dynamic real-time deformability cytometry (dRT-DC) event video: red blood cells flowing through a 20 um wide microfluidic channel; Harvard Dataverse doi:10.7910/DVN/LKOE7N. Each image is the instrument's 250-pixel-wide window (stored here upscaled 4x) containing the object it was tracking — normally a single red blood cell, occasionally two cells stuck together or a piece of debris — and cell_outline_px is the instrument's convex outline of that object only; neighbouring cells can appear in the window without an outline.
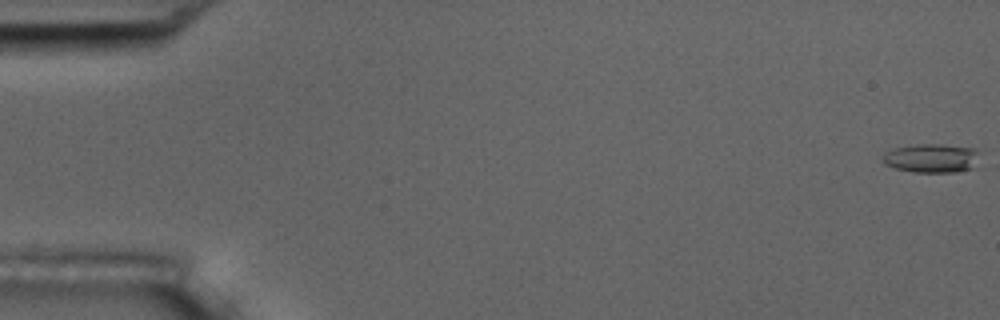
{"species": "common noctule bat (a hibernating species)", "species_latin": "Nyctalus noctula", "temperature_condition": "room temperature", "stored_images_in_passage": 56, "camera_frame_rate_fps": 3000, "um_per_image_px": 0.085, "animal": {"sex": "male", "body_mass_g": 17.5, "forearm_length_mm": 52.3}, "frame": {"image": 1, "passage_image": 1, "time_ms": 0.0, "image_size_px": [1000, 320], "cell_outline_px": [[976, 152], [972, 168], [952, 172], [912, 172], [896, 168], [888, 164], [884, 160], [884, 152], [896, 148], [916, 144], [944, 144], [976, 148]], "centroid_in_image_um": [79.16, 13.43], "position_along_channel_um": 5.8, "area_um2": 15.84}}
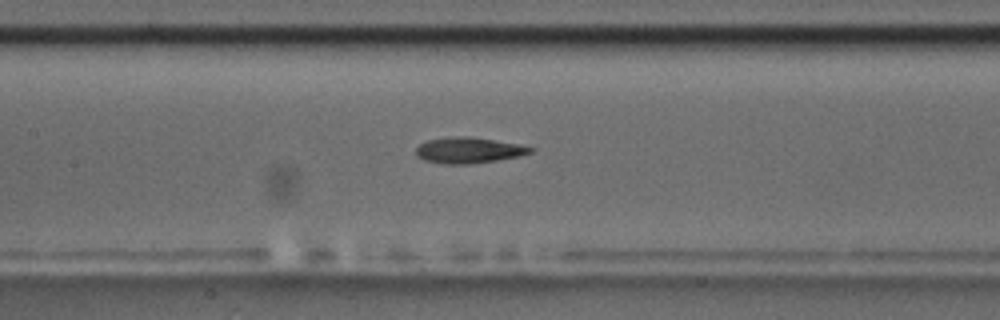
{"frame": {"image": 2, "passage_image": 27, "time_ms": 8.667, "image_size_px": [1000, 320], "cell_outline_px": [[536, 148], [532, 152], [520, 156], [496, 160], [468, 164], [444, 164], [424, 160], [416, 156], [416, 148], [420, 144], [428, 140], [456, 136], [472, 136], [520, 144]], "centroid_in_image_um": [39.86, 12.77], "position_along_channel_um": 167.5, "area_um2": 17.34}}
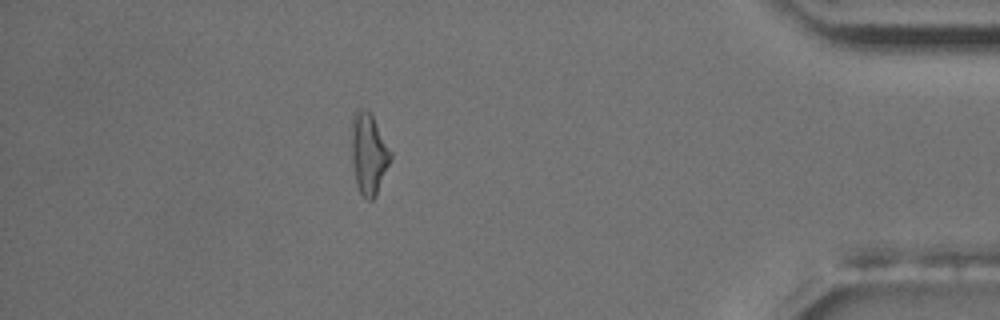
{"frame": {"image": 3, "passage_image": 50, "time_ms": 16.333, "image_size_px": [1000, 320], "cell_outline_px": [[392, 156], [376, 196], [372, 200], [368, 200], [360, 192], [356, 184], [352, 160], [352, 116], [356, 108], [360, 108], [368, 112], [372, 116], [392, 152]], "centroid_in_image_um": [31.34, 13.07], "position_along_channel_um": 403.9, "area_um2": 18.21}, "authors_computed_cell_mechanics": {"area_um2": 17.1088, "velocity_mm_per_s": 3.6591, "shape_relaxation_time_tau1_ms": 4.5602, "shape_relaxation_time_tau2_ms": 4.8067, "deformation_change_tau1": 0.1882, "deformation_change_tau2": 0.1634}}